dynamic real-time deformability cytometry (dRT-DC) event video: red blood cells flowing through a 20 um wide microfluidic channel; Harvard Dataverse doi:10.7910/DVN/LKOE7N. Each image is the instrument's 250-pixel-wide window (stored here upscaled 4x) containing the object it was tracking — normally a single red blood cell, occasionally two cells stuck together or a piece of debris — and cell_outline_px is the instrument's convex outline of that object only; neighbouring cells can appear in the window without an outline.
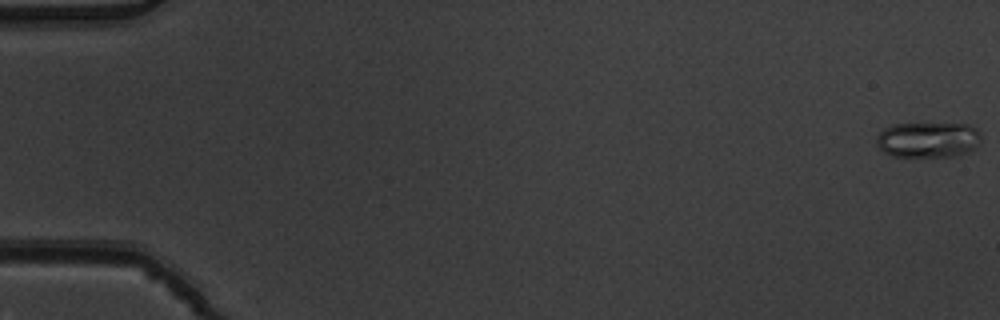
{"species": "common noctule bat (a hibernating species)", "species_latin": "Nyctalus noctula", "temperature_condition": "warm", "stored_images_in_passage": 5, "camera_frame_rate_fps": 3000, "um_per_image_px": 0.085, "animal": {"sex": "male", "body_mass_g": 19.5, "forearm_length_mm": 54.6}, "frame": {"image": 1, "passage_image": 1, "time_ms": 0.0, "image_size_px": [1000, 320], "cell_outline_px": [[980, 140], [968, 152], [960, 156], [892, 156], [884, 152], [876, 144], [876, 136], [884, 128], [892, 124], [968, 124], [976, 128], [980, 132]], "centroid_in_image_um": [78.86, 11.87], "position_along_channel_um": 6.1, "area_um2": 21.62}}
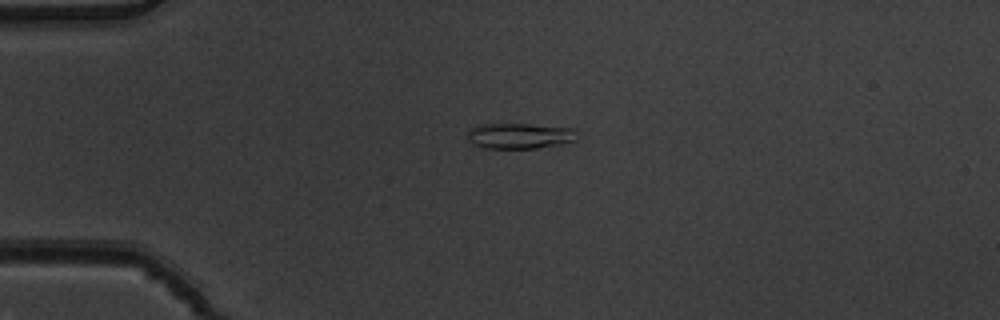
{"frame": {"image": 2, "passage_image": 4, "time_ms": 1.0, "image_size_px": [1000, 320], "cell_outline_px": [[576, 140], [560, 144], [536, 148], [484, 148], [472, 144], [468, 136], [468, 132], [476, 124], [528, 124], [572, 128], [576, 132]], "centroid_in_image_um": [44.15, 11.54], "position_along_channel_um": 40.9, "area_um2": 16.24}}